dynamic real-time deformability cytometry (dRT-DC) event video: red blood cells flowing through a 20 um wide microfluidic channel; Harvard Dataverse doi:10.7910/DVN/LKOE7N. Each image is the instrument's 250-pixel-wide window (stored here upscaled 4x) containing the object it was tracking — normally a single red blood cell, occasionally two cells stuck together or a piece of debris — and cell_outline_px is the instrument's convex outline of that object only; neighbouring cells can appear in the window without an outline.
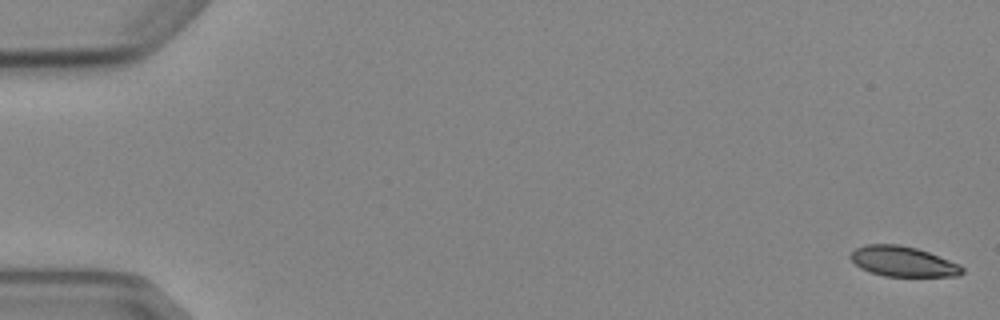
{"species": "Egyptian fruit bat (a non-hibernating species)", "species_latin": "Rousettus aegyptiacus", "temperature_condition": "cold", "stored_images_in_passage": 6, "camera_frame_rate_fps": 3000, "um_per_image_px": 0.085, "animal": {"sex": "female"}, "frame": {"image": 1, "passage_image": 1, "time_ms": 0.0, "image_size_px": [1000, 320], "cell_outline_px": [[964, 272], [960, 276], [884, 276], [860, 268], [848, 256], [856, 248], [864, 244], [900, 244], [916, 248], [928, 252], [960, 264], [964, 268]], "centroid_in_image_um": [76.76, 22.22], "position_along_channel_um": 8.2, "area_um2": 19.65}}
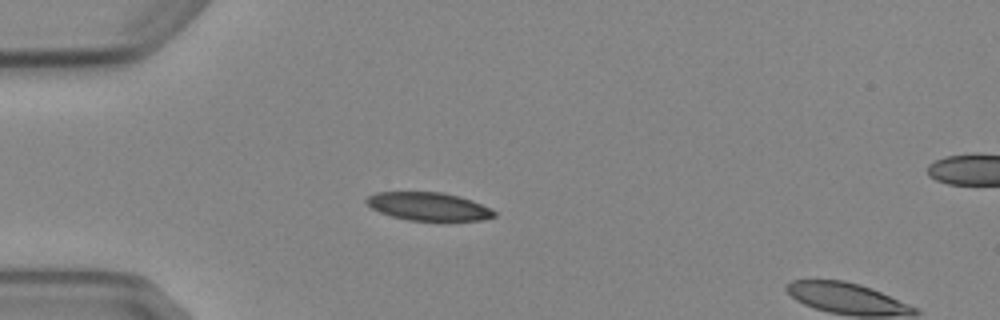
{"frame": {"image": 2, "passage_image": 5, "time_ms": 4.667, "image_size_px": [1000, 320], "cell_outline_px": [[496, 216], [480, 220], [408, 220], [392, 216], [380, 212], [372, 208], [364, 200], [368, 196], [376, 192], [444, 192], [460, 196], [472, 200], [492, 208], [496, 212]], "centroid_in_image_um": [36.44, 17.53], "position_along_channel_um": 48.6, "area_um2": 20.92}}